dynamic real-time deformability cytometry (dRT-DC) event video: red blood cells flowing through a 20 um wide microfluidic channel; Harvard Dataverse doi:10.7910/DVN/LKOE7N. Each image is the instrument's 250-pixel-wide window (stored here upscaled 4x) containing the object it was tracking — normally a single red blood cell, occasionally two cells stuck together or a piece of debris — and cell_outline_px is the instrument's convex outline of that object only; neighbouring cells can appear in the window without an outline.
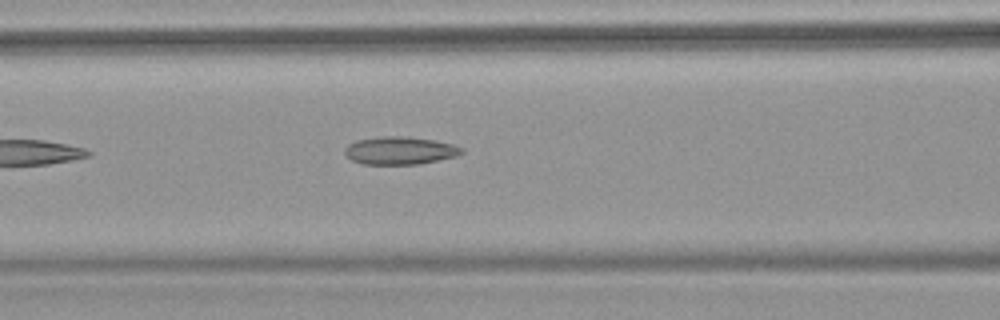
{"species": "common noctule bat (a hibernating species)", "species_latin": "Nyctalus noctula", "temperature_condition": "warm", "stored_images_in_passage": 4, "camera_frame_rate_fps": 3000, "um_per_image_px": 0.085, "animal": {"sex": "female", "body_mass_g": 18.4}, "frame": {"image": 1, "passage_image": 3, "time_ms": 2.333, "image_size_px": [1000, 320], "cell_outline_px": [[464, 152], [456, 156], [420, 164], [364, 164], [352, 160], [344, 152], [344, 148], [348, 144], [356, 140], [380, 136], [408, 136], [436, 140], [452, 144], [464, 148]], "centroid_in_image_um": [34.0, 12.78], "position_along_channel_um": 132.6, "area_um2": 19.07}}